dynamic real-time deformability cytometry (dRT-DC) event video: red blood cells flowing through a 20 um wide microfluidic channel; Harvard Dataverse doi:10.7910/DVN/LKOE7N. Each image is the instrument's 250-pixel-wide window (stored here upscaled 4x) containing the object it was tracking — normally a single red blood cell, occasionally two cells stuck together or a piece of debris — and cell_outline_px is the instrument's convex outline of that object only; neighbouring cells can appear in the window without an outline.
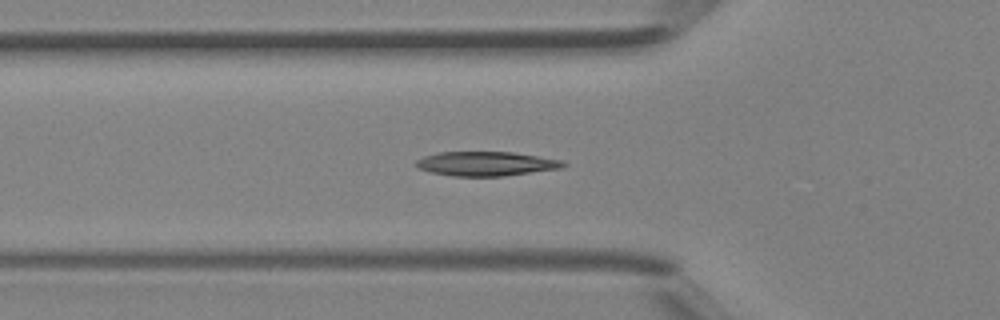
{"species": "Egyptian fruit bat (a non-hibernating species)", "species_latin": "Rousettus aegyptiacus", "temperature_condition": "room temperature", "stored_images_in_passage": 43, "camera_frame_rate_fps": 3000, "um_per_image_px": 0.085, "animal": {"sex": "female"}, "frame": {"image": 1, "passage_image": 14, "time_ms": 4.333, "image_size_px": [1000, 320], "cell_outline_px": [[568, 164], [560, 168], [504, 176], [452, 176], [428, 172], [416, 168], [416, 160], [424, 156], [436, 152], [512, 152], [560, 160]], "centroid_in_image_um": [41.24, 13.92], "position_along_channel_um": 84.6, "area_um2": 20.81}}
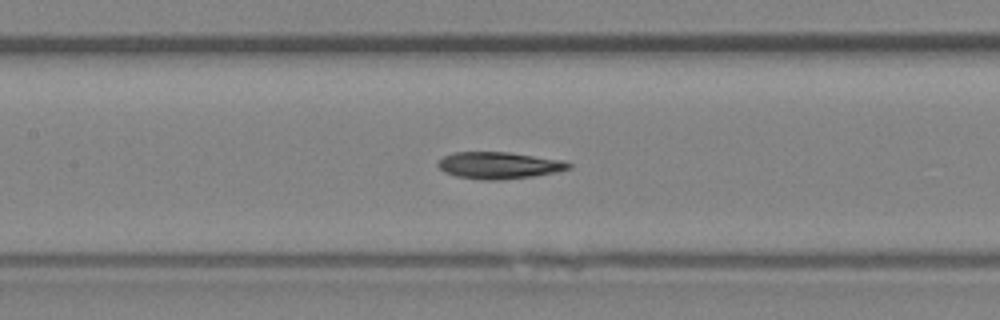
{"frame": {"image": 2, "passage_image": 19, "time_ms": 6.0, "image_size_px": [1000, 320], "cell_outline_px": [[572, 168], [556, 172], [532, 176], [500, 180], [480, 180], [456, 176], [444, 172], [436, 164], [444, 156], [456, 152], [508, 152], [560, 160], [572, 164]], "centroid_in_image_um": [42.39, 14.06], "position_along_channel_um": 165.0, "area_um2": 20.29}}
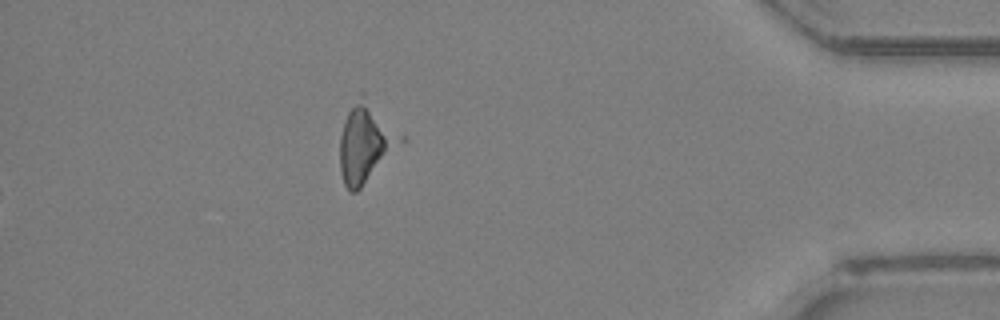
{"frame": {"image": 3, "passage_image": 43, "time_ms": 14.0, "image_size_px": [1000, 320], "cell_outline_px": [[392, 140], [360, 188], [356, 192], [352, 192], [344, 184], [340, 172], [340, 136], [348, 112], [360, 92], [364, 92]], "centroid_in_image_um": [30.71, 12.15], "position_along_channel_um": 404.5, "area_um2": 22.83}}